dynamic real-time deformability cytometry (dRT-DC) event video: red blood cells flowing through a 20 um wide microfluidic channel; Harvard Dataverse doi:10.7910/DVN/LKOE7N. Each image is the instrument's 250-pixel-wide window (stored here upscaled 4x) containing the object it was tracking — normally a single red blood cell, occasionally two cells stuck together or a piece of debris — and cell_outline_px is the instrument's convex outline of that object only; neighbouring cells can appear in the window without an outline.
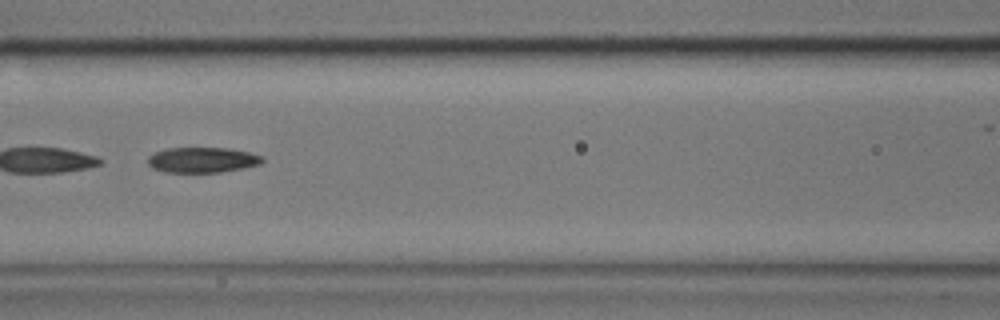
{"species": "common noctule bat (a hibernating species)", "species_latin": "Nyctalus noctula", "temperature_condition": "cold", "stored_images_in_passage": 9, "segment_of_instrument_passage": [2, 2], "camera_frame_rate_fps": 3000, "um_per_image_px": 0.085, "animal": {"sex": "male", "body_mass_g": 17.9}, "frame": {"image": 1, "passage_image": 7, "time_ms": 2.0, "image_size_px": [1000, 320], "cell_outline_px": [[264, 160], [260, 164], [244, 168], [220, 172], [164, 172], [152, 168], [148, 164], [148, 156], [156, 152], [168, 148], [224, 148], [248, 152], [264, 156]], "centroid_in_image_um": [17.2, 13.6], "position_along_channel_um": 149.4, "area_um2": 16.88}}